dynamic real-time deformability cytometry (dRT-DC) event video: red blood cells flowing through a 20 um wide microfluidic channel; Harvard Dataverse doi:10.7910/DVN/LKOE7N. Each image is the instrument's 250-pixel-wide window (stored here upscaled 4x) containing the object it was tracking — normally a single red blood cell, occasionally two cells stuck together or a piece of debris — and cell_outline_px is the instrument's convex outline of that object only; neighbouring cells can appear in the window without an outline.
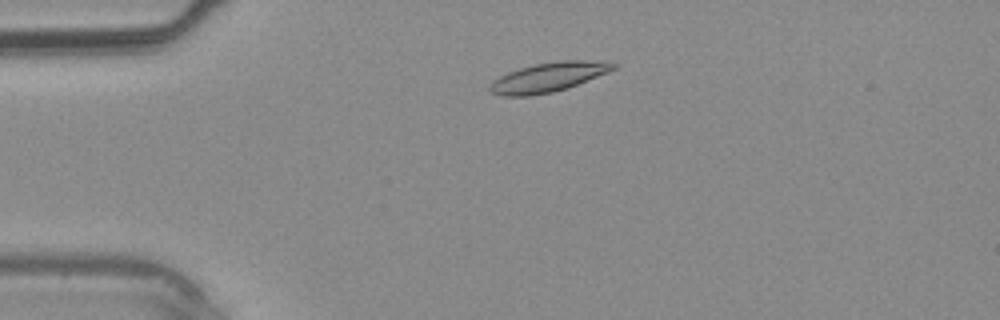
{"species": "common noctule bat (a hibernating species)", "species_latin": "Nyctalus noctula", "temperature_condition": "warm", "stored_images_in_passage": 32, "camera_frame_rate_fps": 3000, "um_per_image_px": 0.085, "animal": {"sex": "male", "body_mass_g": 20.4}, "frame": {"image": 1, "passage_image": 2, "time_ms": 0.333, "image_size_px": [1000, 320], "cell_outline_px": [[620, 64], [616, 68], [608, 72], [568, 88], [552, 92], [528, 96], [500, 96], [492, 92], [488, 88], [492, 80], [508, 72], [520, 68], [536, 64], [560, 60], [584, 60]], "centroid_in_image_um": [46.59, 6.57], "position_along_channel_um": 38.4, "area_um2": 21.04}}
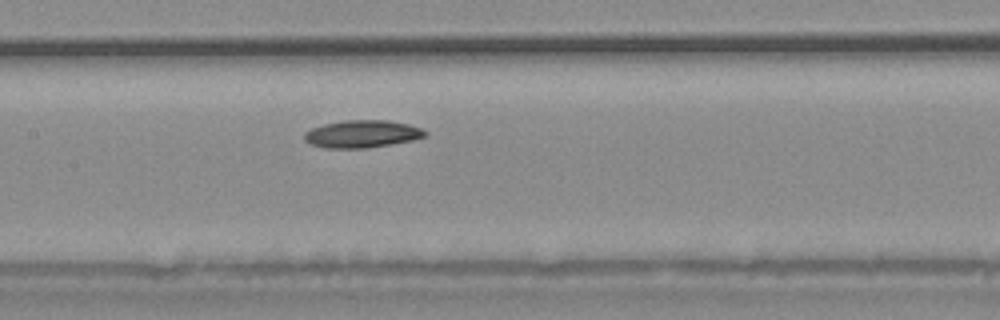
{"frame": {"image": 2, "passage_image": 12, "time_ms": 3.667, "image_size_px": [1000, 320], "cell_outline_px": [[428, 132], [424, 136], [412, 140], [368, 148], [324, 148], [308, 144], [304, 140], [304, 132], [312, 128], [324, 124], [344, 120], [388, 120], [408, 124], [420, 128]], "centroid_in_image_um": [30.73, 11.39], "position_along_channel_um": 176.7, "area_um2": 19.36}}
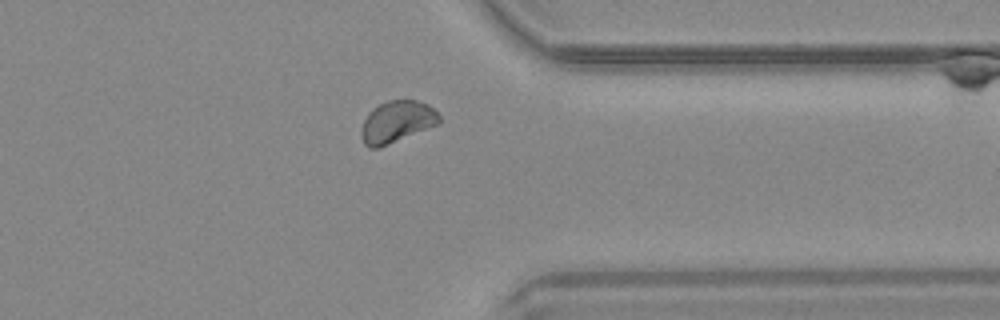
{"frame": {"image": 3, "passage_image": 24, "time_ms": 7.667, "image_size_px": [1000, 320], "cell_outline_px": [[440, 120], [436, 124], [380, 148], [368, 148], [364, 144], [360, 136], [360, 132], [364, 120], [368, 112], [372, 108], [388, 100], [416, 100], [428, 104], [440, 116]], "centroid_in_image_um": [33.67, 10.35], "position_along_channel_um": 377.7, "area_um2": 18.84}}